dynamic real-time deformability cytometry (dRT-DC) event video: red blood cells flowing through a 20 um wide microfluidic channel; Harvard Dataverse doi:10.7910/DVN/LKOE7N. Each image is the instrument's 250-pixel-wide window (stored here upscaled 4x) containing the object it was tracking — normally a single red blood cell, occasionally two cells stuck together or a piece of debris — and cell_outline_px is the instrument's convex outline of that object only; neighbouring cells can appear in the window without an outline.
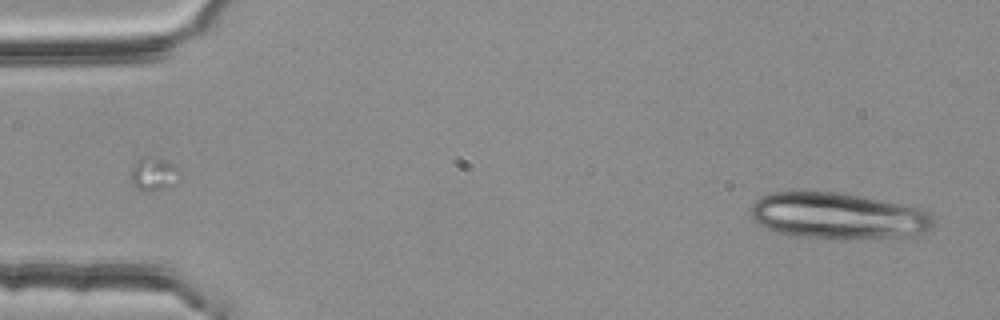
{"species": "common noctule bat (a hibernating species)", "species_latin": "Nyctalus noctula", "temperature_condition": "room temperature", "stored_images_in_passage": 4, "camera_frame_rate_fps": 3000, "um_per_image_px": 0.085, "animal": {"sex": "female", "body_mass_g": 25.1}, "frame": {"image": 1, "passage_image": 4, "time_ms": 1.0, "image_size_px": [1000, 320], "cell_outline_px": [[932, 224], [924, 232], [888, 236], [844, 240], [840, 240], [792, 236], [776, 232], [752, 220], [752, 204], [760, 196], [772, 192], [836, 192], [920, 208], [928, 212], [932, 216]], "centroid_in_image_um": [71.12, 18.36], "position_along_channel_um": 13.9, "area_um2": 48.55}}